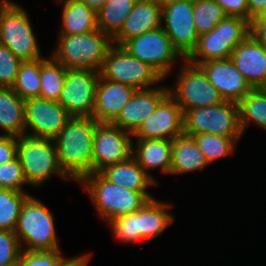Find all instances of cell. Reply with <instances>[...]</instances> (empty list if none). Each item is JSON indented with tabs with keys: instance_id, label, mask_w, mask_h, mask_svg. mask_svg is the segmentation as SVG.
<instances>
[{
	"instance_id": "1",
	"label": "cell",
	"mask_w": 266,
	"mask_h": 266,
	"mask_svg": "<svg viewBox=\"0 0 266 266\" xmlns=\"http://www.w3.org/2000/svg\"><path fill=\"white\" fill-rule=\"evenodd\" d=\"M97 121L93 117H71L53 139L64 173L80 182L93 173V139Z\"/></svg>"
},
{
	"instance_id": "2",
	"label": "cell",
	"mask_w": 266,
	"mask_h": 266,
	"mask_svg": "<svg viewBox=\"0 0 266 266\" xmlns=\"http://www.w3.org/2000/svg\"><path fill=\"white\" fill-rule=\"evenodd\" d=\"M97 214L108 223L114 218L138 211L148 200L149 192H136L107 181L100 173H91L81 181Z\"/></svg>"
},
{
	"instance_id": "3",
	"label": "cell",
	"mask_w": 266,
	"mask_h": 266,
	"mask_svg": "<svg viewBox=\"0 0 266 266\" xmlns=\"http://www.w3.org/2000/svg\"><path fill=\"white\" fill-rule=\"evenodd\" d=\"M58 43L51 56L67 69L100 71L112 38L100 29L83 34L58 35Z\"/></svg>"
},
{
	"instance_id": "4",
	"label": "cell",
	"mask_w": 266,
	"mask_h": 266,
	"mask_svg": "<svg viewBox=\"0 0 266 266\" xmlns=\"http://www.w3.org/2000/svg\"><path fill=\"white\" fill-rule=\"evenodd\" d=\"M17 157L26 181L32 187H40L54 175L72 181L59 165L53 139L35 138L27 135L17 137Z\"/></svg>"
},
{
	"instance_id": "5",
	"label": "cell",
	"mask_w": 266,
	"mask_h": 266,
	"mask_svg": "<svg viewBox=\"0 0 266 266\" xmlns=\"http://www.w3.org/2000/svg\"><path fill=\"white\" fill-rule=\"evenodd\" d=\"M14 233L21 250L60 249L53 214L42 201L32 195L22 206Z\"/></svg>"
},
{
	"instance_id": "6",
	"label": "cell",
	"mask_w": 266,
	"mask_h": 266,
	"mask_svg": "<svg viewBox=\"0 0 266 266\" xmlns=\"http://www.w3.org/2000/svg\"><path fill=\"white\" fill-rule=\"evenodd\" d=\"M250 34V22L226 16L209 33L198 37L197 46L186 60L199 65L210 60L230 59L233 50Z\"/></svg>"
},
{
	"instance_id": "7",
	"label": "cell",
	"mask_w": 266,
	"mask_h": 266,
	"mask_svg": "<svg viewBox=\"0 0 266 266\" xmlns=\"http://www.w3.org/2000/svg\"><path fill=\"white\" fill-rule=\"evenodd\" d=\"M15 2L0 4V44L22 61L42 58L28 12Z\"/></svg>"
},
{
	"instance_id": "8",
	"label": "cell",
	"mask_w": 266,
	"mask_h": 266,
	"mask_svg": "<svg viewBox=\"0 0 266 266\" xmlns=\"http://www.w3.org/2000/svg\"><path fill=\"white\" fill-rule=\"evenodd\" d=\"M184 134L188 136L211 133L240 139L238 103L223 101L213 106L193 108L184 112Z\"/></svg>"
},
{
	"instance_id": "9",
	"label": "cell",
	"mask_w": 266,
	"mask_h": 266,
	"mask_svg": "<svg viewBox=\"0 0 266 266\" xmlns=\"http://www.w3.org/2000/svg\"><path fill=\"white\" fill-rule=\"evenodd\" d=\"M99 74L103 79L127 84L136 90L153 88L166 80L149 64L115 44L109 48Z\"/></svg>"
},
{
	"instance_id": "10",
	"label": "cell",
	"mask_w": 266,
	"mask_h": 266,
	"mask_svg": "<svg viewBox=\"0 0 266 266\" xmlns=\"http://www.w3.org/2000/svg\"><path fill=\"white\" fill-rule=\"evenodd\" d=\"M177 75L174 88H169V94L176 100L184 113L187 110L220 104L224 99L215 86L209 82L205 72L199 65L184 59Z\"/></svg>"
},
{
	"instance_id": "11",
	"label": "cell",
	"mask_w": 266,
	"mask_h": 266,
	"mask_svg": "<svg viewBox=\"0 0 266 266\" xmlns=\"http://www.w3.org/2000/svg\"><path fill=\"white\" fill-rule=\"evenodd\" d=\"M121 46L135 58L149 64L164 79L170 76L178 58H183L162 27L133 37Z\"/></svg>"
},
{
	"instance_id": "12",
	"label": "cell",
	"mask_w": 266,
	"mask_h": 266,
	"mask_svg": "<svg viewBox=\"0 0 266 266\" xmlns=\"http://www.w3.org/2000/svg\"><path fill=\"white\" fill-rule=\"evenodd\" d=\"M193 13L194 0H176L162 7L161 27L183 60L195 49L199 37Z\"/></svg>"
},
{
	"instance_id": "13",
	"label": "cell",
	"mask_w": 266,
	"mask_h": 266,
	"mask_svg": "<svg viewBox=\"0 0 266 266\" xmlns=\"http://www.w3.org/2000/svg\"><path fill=\"white\" fill-rule=\"evenodd\" d=\"M100 74L90 69H67L63 89L58 98L71 117H92L95 90Z\"/></svg>"
},
{
	"instance_id": "14",
	"label": "cell",
	"mask_w": 266,
	"mask_h": 266,
	"mask_svg": "<svg viewBox=\"0 0 266 266\" xmlns=\"http://www.w3.org/2000/svg\"><path fill=\"white\" fill-rule=\"evenodd\" d=\"M131 133L112 123L98 122L93 139V173L126 161L132 156Z\"/></svg>"
},
{
	"instance_id": "15",
	"label": "cell",
	"mask_w": 266,
	"mask_h": 266,
	"mask_svg": "<svg viewBox=\"0 0 266 266\" xmlns=\"http://www.w3.org/2000/svg\"><path fill=\"white\" fill-rule=\"evenodd\" d=\"M24 115L25 135L48 139H54L71 118L60 103L42 98L25 100Z\"/></svg>"
},
{
	"instance_id": "16",
	"label": "cell",
	"mask_w": 266,
	"mask_h": 266,
	"mask_svg": "<svg viewBox=\"0 0 266 266\" xmlns=\"http://www.w3.org/2000/svg\"><path fill=\"white\" fill-rule=\"evenodd\" d=\"M184 113L168 94L157 109L131 134L135 139H170L184 134Z\"/></svg>"
},
{
	"instance_id": "17",
	"label": "cell",
	"mask_w": 266,
	"mask_h": 266,
	"mask_svg": "<svg viewBox=\"0 0 266 266\" xmlns=\"http://www.w3.org/2000/svg\"><path fill=\"white\" fill-rule=\"evenodd\" d=\"M199 66L224 101L239 103L253 89L231 59L210 60Z\"/></svg>"
},
{
	"instance_id": "18",
	"label": "cell",
	"mask_w": 266,
	"mask_h": 266,
	"mask_svg": "<svg viewBox=\"0 0 266 266\" xmlns=\"http://www.w3.org/2000/svg\"><path fill=\"white\" fill-rule=\"evenodd\" d=\"M160 86L136 90L112 124L132 134L169 94V87Z\"/></svg>"
},
{
	"instance_id": "19",
	"label": "cell",
	"mask_w": 266,
	"mask_h": 266,
	"mask_svg": "<svg viewBox=\"0 0 266 266\" xmlns=\"http://www.w3.org/2000/svg\"><path fill=\"white\" fill-rule=\"evenodd\" d=\"M252 88H266V47L249 34L230 56Z\"/></svg>"
},
{
	"instance_id": "20",
	"label": "cell",
	"mask_w": 266,
	"mask_h": 266,
	"mask_svg": "<svg viewBox=\"0 0 266 266\" xmlns=\"http://www.w3.org/2000/svg\"><path fill=\"white\" fill-rule=\"evenodd\" d=\"M135 91L136 89L130 85L99 77L92 117L97 122L112 123Z\"/></svg>"
},
{
	"instance_id": "21",
	"label": "cell",
	"mask_w": 266,
	"mask_h": 266,
	"mask_svg": "<svg viewBox=\"0 0 266 266\" xmlns=\"http://www.w3.org/2000/svg\"><path fill=\"white\" fill-rule=\"evenodd\" d=\"M162 7L153 0H137L121 30L112 38L121 46L125 41L161 27Z\"/></svg>"
},
{
	"instance_id": "22",
	"label": "cell",
	"mask_w": 266,
	"mask_h": 266,
	"mask_svg": "<svg viewBox=\"0 0 266 266\" xmlns=\"http://www.w3.org/2000/svg\"><path fill=\"white\" fill-rule=\"evenodd\" d=\"M132 145V157L152 177L150 169H161L163 174L170 175L172 164V140L170 139H137Z\"/></svg>"
},
{
	"instance_id": "23",
	"label": "cell",
	"mask_w": 266,
	"mask_h": 266,
	"mask_svg": "<svg viewBox=\"0 0 266 266\" xmlns=\"http://www.w3.org/2000/svg\"><path fill=\"white\" fill-rule=\"evenodd\" d=\"M100 174L110 183L136 192H148L147 188L158 184L132 156L124 162L108 166Z\"/></svg>"
},
{
	"instance_id": "24",
	"label": "cell",
	"mask_w": 266,
	"mask_h": 266,
	"mask_svg": "<svg viewBox=\"0 0 266 266\" xmlns=\"http://www.w3.org/2000/svg\"><path fill=\"white\" fill-rule=\"evenodd\" d=\"M208 164V160L193 137L182 134L172 140L171 175L199 171Z\"/></svg>"
},
{
	"instance_id": "25",
	"label": "cell",
	"mask_w": 266,
	"mask_h": 266,
	"mask_svg": "<svg viewBox=\"0 0 266 266\" xmlns=\"http://www.w3.org/2000/svg\"><path fill=\"white\" fill-rule=\"evenodd\" d=\"M25 101L11 87H0V135H25Z\"/></svg>"
},
{
	"instance_id": "26",
	"label": "cell",
	"mask_w": 266,
	"mask_h": 266,
	"mask_svg": "<svg viewBox=\"0 0 266 266\" xmlns=\"http://www.w3.org/2000/svg\"><path fill=\"white\" fill-rule=\"evenodd\" d=\"M171 204L156 200H148L138 210V225L141 234V240L154 239L161 235L164 230L174 223V216L169 213Z\"/></svg>"
},
{
	"instance_id": "27",
	"label": "cell",
	"mask_w": 266,
	"mask_h": 266,
	"mask_svg": "<svg viewBox=\"0 0 266 266\" xmlns=\"http://www.w3.org/2000/svg\"><path fill=\"white\" fill-rule=\"evenodd\" d=\"M63 4L59 35L83 34L98 29L97 12L80 0H56Z\"/></svg>"
},
{
	"instance_id": "28",
	"label": "cell",
	"mask_w": 266,
	"mask_h": 266,
	"mask_svg": "<svg viewBox=\"0 0 266 266\" xmlns=\"http://www.w3.org/2000/svg\"><path fill=\"white\" fill-rule=\"evenodd\" d=\"M137 0H108L97 11V26L113 38L122 28Z\"/></svg>"
},
{
	"instance_id": "29",
	"label": "cell",
	"mask_w": 266,
	"mask_h": 266,
	"mask_svg": "<svg viewBox=\"0 0 266 266\" xmlns=\"http://www.w3.org/2000/svg\"><path fill=\"white\" fill-rule=\"evenodd\" d=\"M67 68L50 57L40 58V96L39 98L58 101L66 78Z\"/></svg>"
},
{
	"instance_id": "30",
	"label": "cell",
	"mask_w": 266,
	"mask_h": 266,
	"mask_svg": "<svg viewBox=\"0 0 266 266\" xmlns=\"http://www.w3.org/2000/svg\"><path fill=\"white\" fill-rule=\"evenodd\" d=\"M238 107L242 134L250 123L266 130V88H253L238 103Z\"/></svg>"
},
{
	"instance_id": "31",
	"label": "cell",
	"mask_w": 266,
	"mask_h": 266,
	"mask_svg": "<svg viewBox=\"0 0 266 266\" xmlns=\"http://www.w3.org/2000/svg\"><path fill=\"white\" fill-rule=\"evenodd\" d=\"M24 101L40 96V59L23 61L17 73L15 84L11 87Z\"/></svg>"
},
{
	"instance_id": "32",
	"label": "cell",
	"mask_w": 266,
	"mask_h": 266,
	"mask_svg": "<svg viewBox=\"0 0 266 266\" xmlns=\"http://www.w3.org/2000/svg\"><path fill=\"white\" fill-rule=\"evenodd\" d=\"M30 195L0 188V230L14 232L22 206Z\"/></svg>"
},
{
	"instance_id": "33",
	"label": "cell",
	"mask_w": 266,
	"mask_h": 266,
	"mask_svg": "<svg viewBox=\"0 0 266 266\" xmlns=\"http://www.w3.org/2000/svg\"><path fill=\"white\" fill-rule=\"evenodd\" d=\"M194 21L198 35L209 33L227 15L214 0H194Z\"/></svg>"
},
{
	"instance_id": "34",
	"label": "cell",
	"mask_w": 266,
	"mask_h": 266,
	"mask_svg": "<svg viewBox=\"0 0 266 266\" xmlns=\"http://www.w3.org/2000/svg\"><path fill=\"white\" fill-rule=\"evenodd\" d=\"M199 149L205 155L209 164L219 158L233 154L234 146L239 139L224 137L211 133H204L192 136Z\"/></svg>"
},
{
	"instance_id": "35",
	"label": "cell",
	"mask_w": 266,
	"mask_h": 266,
	"mask_svg": "<svg viewBox=\"0 0 266 266\" xmlns=\"http://www.w3.org/2000/svg\"><path fill=\"white\" fill-rule=\"evenodd\" d=\"M114 237L122 242L136 243L141 240L138 225V211L122 215L108 222Z\"/></svg>"
},
{
	"instance_id": "36",
	"label": "cell",
	"mask_w": 266,
	"mask_h": 266,
	"mask_svg": "<svg viewBox=\"0 0 266 266\" xmlns=\"http://www.w3.org/2000/svg\"><path fill=\"white\" fill-rule=\"evenodd\" d=\"M60 249L21 250L17 266H59L64 259Z\"/></svg>"
},
{
	"instance_id": "37",
	"label": "cell",
	"mask_w": 266,
	"mask_h": 266,
	"mask_svg": "<svg viewBox=\"0 0 266 266\" xmlns=\"http://www.w3.org/2000/svg\"><path fill=\"white\" fill-rule=\"evenodd\" d=\"M26 184L29 186L18 157L0 165V188L24 191Z\"/></svg>"
},
{
	"instance_id": "38",
	"label": "cell",
	"mask_w": 266,
	"mask_h": 266,
	"mask_svg": "<svg viewBox=\"0 0 266 266\" xmlns=\"http://www.w3.org/2000/svg\"><path fill=\"white\" fill-rule=\"evenodd\" d=\"M22 62L7 46L0 44V87H12L15 84Z\"/></svg>"
},
{
	"instance_id": "39",
	"label": "cell",
	"mask_w": 266,
	"mask_h": 266,
	"mask_svg": "<svg viewBox=\"0 0 266 266\" xmlns=\"http://www.w3.org/2000/svg\"><path fill=\"white\" fill-rule=\"evenodd\" d=\"M21 246L12 231L0 230V266H17Z\"/></svg>"
},
{
	"instance_id": "40",
	"label": "cell",
	"mask_w": 266,
	"mask_h": 266,
	"mask_svg": "<svg viewBox=\"0 0 266 266\" xmlns=\"http://www.w3.org/2000/svg\"><path fill=\"white\" fill-rule=\"evenodd\" d=\"M223 9L227 16L241 17L249 21V8L247 0H214Z\"/></svg>"
},
{
	"instance_id": "41",
	"label": "cell",
	"mask_w": 266,
	"mask_h": 266,
	"mask_svg": "<svg viewBox=\"0 0 266 266\" xmlns=\"http://www.w3.org/2000/svg\"><path fill=\"white\" fill-rule=\"evenodd\" d=\"M17 157V137L0 135V165Z\"/></svg>"
},
{
	"instance_id": "42",
	"label": "cell",
	"mask_w": 266,
	"mask_h": 266,
	"mask_svg": "<svg viewBox=\"0 0 266 266\" xmlns=\"http://www.w3.org/2000/svg\"><path fill=\"white\" fill-rule=\"evenodd\" d=\"M250 34L258 42L266 45V22H250Z\"/></svg>"
},
{
	"instance_id": "43",
	"label": "cell",
	"mask_w": 266,
	"mask_h": 266,
	"mask_svg": "<svg viewBox=\"0 0 266 266\" xmlns=\"http://www.w3.org/2000/svg\"><path fill=\"white\" fill-rule=\"evenodd\" d=\"M90 257V253H85L80 256L78 255L70 258H64L59 266H87L89 259H91Z\"/></svg>"
},
{
	"instance_id": "44",
	"label": "cell",
	"mask_w": 266,
	"mask_h": 266,
	"mask_svg": "<svg viewBox=\"0 0 266 266\" xmlns=\"http://www.w3.org/2000/svg\"><path fill=\"white\" fill-rule=\"evenodd\" d=\"M249 8V22L266 8V0H247Z\"/></svg>"
},
{
	"instance_id": "45",
	"label": "cell",
	"mask_w": 266,
	"mask_h": 266,
	"mask_svg": "<svg viewBox=\"0 0 266 266\" xmlns=\"http://www.w3.org/2000/svg\"><path fill=\"white\" fill-rule=\"evenodd\" d=\"M80 1L84 2L89 8H92L97 12L108 0H80Z\"/></svg>"
},
{
	"instance_id": "46",
	"label": "cell",
	"mask_w": 266,
	"mask_h": 266,
	"mask_svg": "<svg viewBox=\"0 0 266 266\" xmlns=\"http://www.w3.org/2000/svg\"><path fill=\"white\" fill-rule=\"evenodd\" d=\"M251 22H266V8L252 19Z\"/></svg>"
},
{
	"instance_id": "47",
	"label": "cell",
	"mask_w": 266,
	"mask_h": 266,
	"mask_svg": "<svg viewBox=\"0 0 266 266\" xmlns=\"http://www.w3.org/2000/svg\"><path fill=\"white\" fill-rule=\"evenodd\" d=\"M157 5L163 7L165 6L166 4H169V3H172L176 0H153Z\"/></svg>"
},
{
	"instance_id": "48",
	"label": "cell",
	"mask_w": 266,
	"mask_h": 266,
	"mask_svg": "<svg viewBox=\"0 0 266 266\" xmlns=\"http://www.w3.org/2000/svg\"><path fill=\"white\" fill-rule=\"evenodd\" d=\"M6 2H12V0H0V4L6 3Z\"/></svg>"
}]
</instances>
